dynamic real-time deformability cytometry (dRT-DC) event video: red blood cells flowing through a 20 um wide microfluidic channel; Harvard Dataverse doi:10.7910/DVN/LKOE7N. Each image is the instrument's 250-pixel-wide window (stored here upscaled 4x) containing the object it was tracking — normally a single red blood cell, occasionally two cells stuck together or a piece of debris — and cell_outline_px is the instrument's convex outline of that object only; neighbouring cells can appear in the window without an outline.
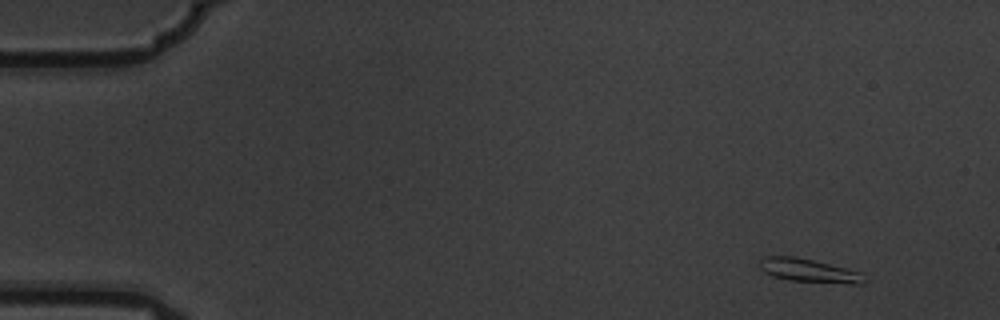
{"species": "common noctule bat (a hibernating species)", "species_latin": "Nyctalus noctula", "temperature_condition": "warm", "stored_images_in_passage": 5, "camera_frame_rate_fps": 3000, "um_per_image_px": 0.085, "animal": {"sex": "male", "body_mass_g": 19.5, "forearm_length_mm": 54.6}, "frame": {"image": 1, "passage_image": 1, "time_ms": 0.0, "image_size_px": [1000, 320], "cell_outline_px": [[868, 280], [864, 284], [852, 284], [788, 280], [772, 276], [764, 272], [756, 264], [764, 256], [796, 256], [860, 272]], "centroid_in_image_um": [68.72, 23.0], "position_along_channel_um": 16.3, "area_um2": 14.39}}
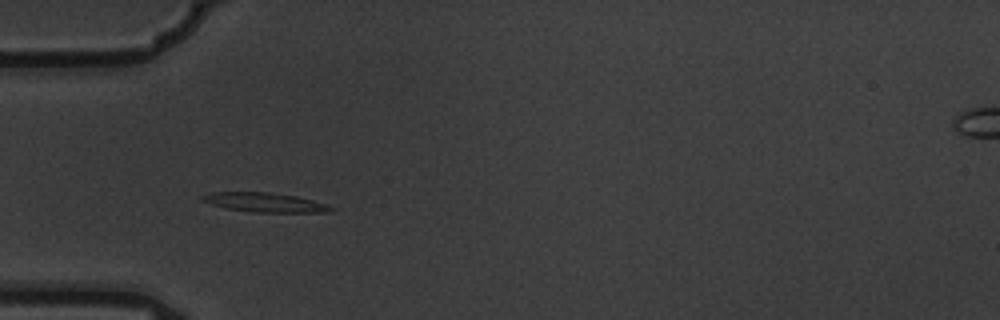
{"frame": {"image": 2, "passage_image": 4, "time_ms": 1.0, "image_size_px": [1000, 320], "cell_outline_px": [[336, 208], [332, 212], [256, 212], [224, 208], [200, 200], [200, 196], [212, 192], [268, 192], [296, 196], [312, 200]], "centroid_in_image_um": [22.49, 17.2], "position_along_channel_um": 62.5, "area_um2": 14.39}}
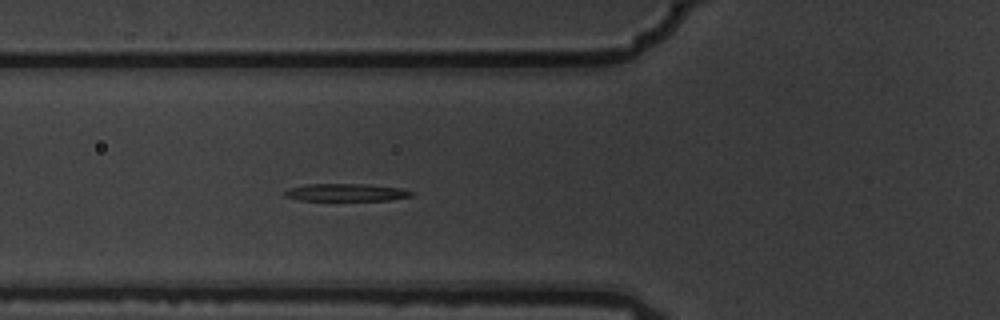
{"frame": {"image": 3, "passage_image": 5, "time_ms": 1.333, "image_size_px": [1000, 320], "cell_outline_px": [[416, 192], [412, 196], [388, 200], [300, 200], [284, 196], [284, 192], [288, 188], [308, 184], [360, 184], [400, 188]], "centroid_in_image_um": [29.41, 16.36], "position_along_channel_um": 96.4, "area_um2": 12.77}}